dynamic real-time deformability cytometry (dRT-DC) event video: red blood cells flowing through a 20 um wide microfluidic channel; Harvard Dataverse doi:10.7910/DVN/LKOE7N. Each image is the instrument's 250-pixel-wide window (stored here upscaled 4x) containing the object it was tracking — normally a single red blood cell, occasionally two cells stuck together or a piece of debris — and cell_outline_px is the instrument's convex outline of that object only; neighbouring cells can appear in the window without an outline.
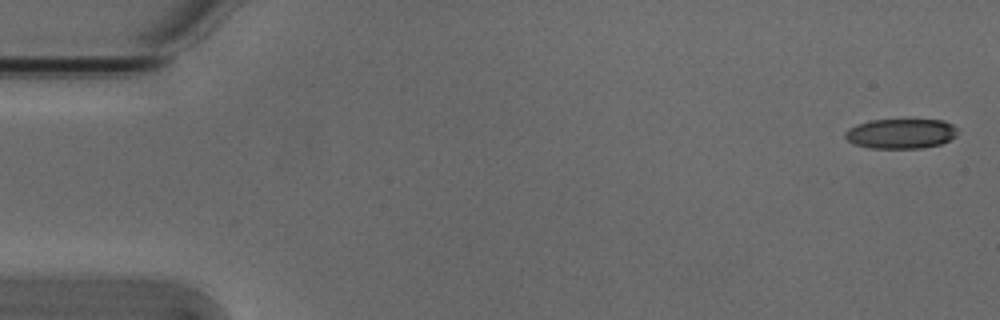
{"species": "Egyptian fruit bat (a non-hibernating species)", "species_latin": "Rousettus aegyptiacus", "temperature_condition": "cold", "stored_images_in_passage": 5, "camera_frame_rate_fps": 3000, "um_per_image_px": 0.085, "animal": {"sex": "male"}, "frame": {"image": 1, "passage_image": 1, "time_ms": 0.0, "image_size_px": [1000, 320], "cell_outline_px": [[956, 136], [940, 144], [920, 148], [868, 148], [852, 144], [844, 136], [844, 132], [848, 128], [856, 124], [872, 120], [944, 120], [952, 124], [956, 128]], "centroid_in_image_um": [76.52, 11.36], "position_along_channel_um": 8.5, "area_um2": 19.59}}